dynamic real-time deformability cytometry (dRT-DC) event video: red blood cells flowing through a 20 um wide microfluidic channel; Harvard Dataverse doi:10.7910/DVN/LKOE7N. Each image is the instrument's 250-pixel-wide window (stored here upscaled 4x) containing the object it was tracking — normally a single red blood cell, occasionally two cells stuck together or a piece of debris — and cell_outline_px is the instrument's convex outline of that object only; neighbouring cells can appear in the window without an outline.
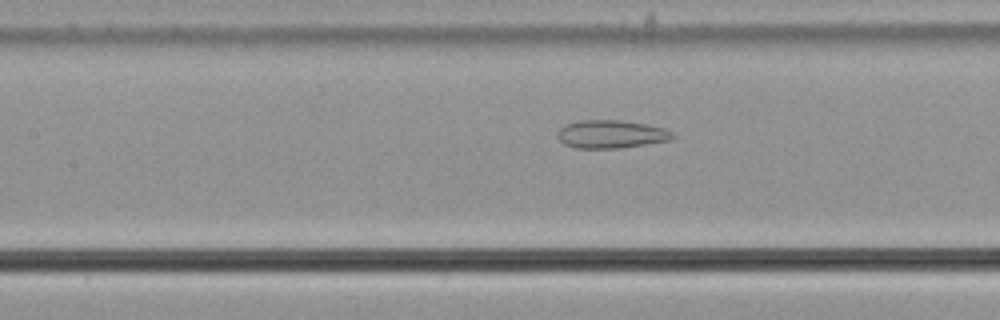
{"species": "common noctule bat (a hibernating species)", "species_latin": "Nyctalus noctula", "temperature_condition": "cold", "stored_images_in_passage": 40, "camera_frame_rate_fps": 3000, "um_per_image_px": 0.085, "animal": {"sex": "male", "body_mass_g": 21.5, "forearm_length_mm": 52.0}, "frame": {"image": 1, "passage_image": 19, "time_ms": 6.0, "image_size_px": [1000, 320], "cell_outline_px": [[676, 136], [672, 140], [620, 148], [576, 148], [564, 144], [556, 136], [556, 132], [560, 128], [568, 124], [580, 120], [620, 120], [644, 124], [664, 128], [672, 132]], "centroid_in_image_um": [51.94, 11.41], "position_along_channel_um": 155.5, "area_um2": 18.84}}
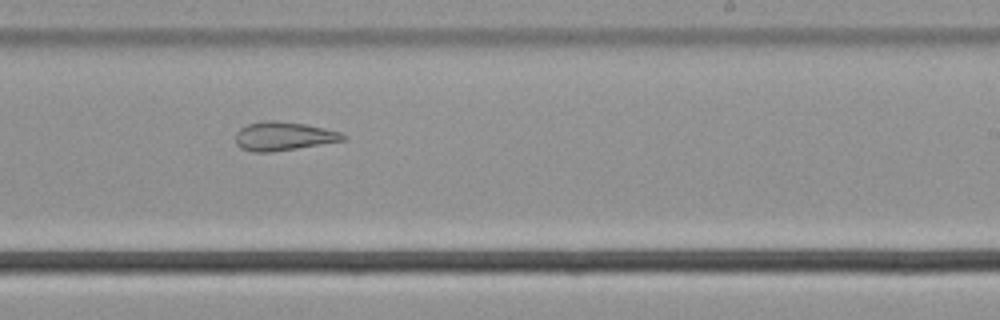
{"frame": {"image": 2, "passage_image": 28, "time_ms": 9.0, "image_size_px": [1000, 320], "cell_outline_px": [[348, 136], [344, 140], [272, 152], [252, 152], [240, 148], [236, 144], [236, 132], [240, 128], [248, 124], [264, 120], [276, 120], [304, 124], [324, 128], [340, 132]], "centroid_in_image_um": [24.06, 11.57], "position_along_channel_um": 264.9, "area_um2": 17.92}}
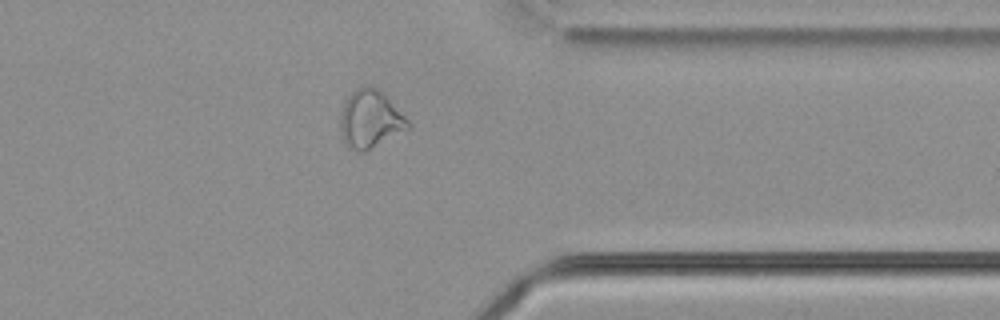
{"frame": {"image": 3, "passage_image": 38, "time_ms": 12.333, "image_size_px": [1000, 320], "cell_outline_px": [[412, 128], [364, 152], [356, 152], [348, 148], [344, 144], [340, 132], [340, 112], [344, 100], [360, 84], [372, 84], [412, 124]], "centroid_in_image_um": [31.43, 10.15], "position_along_channel_um": 380.0, "area_um2": 23.18}}